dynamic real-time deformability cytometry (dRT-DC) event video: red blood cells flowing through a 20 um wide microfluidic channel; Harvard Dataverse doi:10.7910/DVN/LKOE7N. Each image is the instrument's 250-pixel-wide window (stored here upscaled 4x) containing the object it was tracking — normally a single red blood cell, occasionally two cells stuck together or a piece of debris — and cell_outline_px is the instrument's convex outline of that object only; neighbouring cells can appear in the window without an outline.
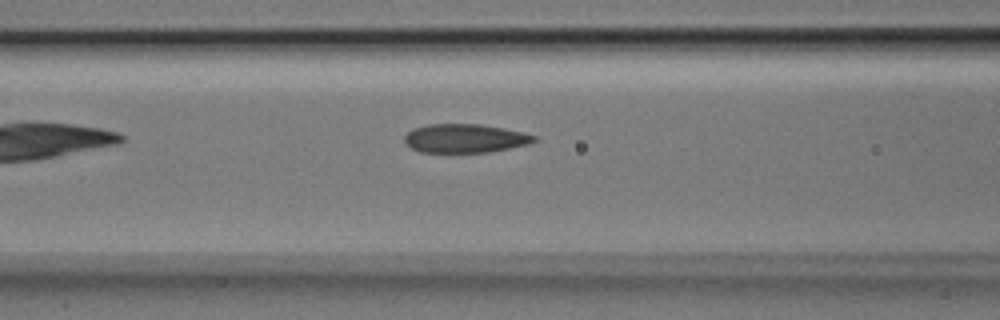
{"species": "Egyptian fruit bat (a non-hibernating species)", "species_latin": "Rousettus aegyptiacus", "temperature_condition": "room temperature", "stored_images_in_passage": 29, "camera_frame_rate_fps": 3000, "um_per_image_px": 0.085, "animal": {"sex": "male"}, "frame": {"image": 1, "passage_image": 5, "time_ms": 1.333, "image_size_px": [1000, 320], "cell_outline_px": [[540, 140], [528, 144], [488, 152], [420, 152], [404, 144], [404, 136], [412, 128], [428, 124], [480, 124], [504, 128], [524, 132], [536, 136]], "centroid_in_image_um": [39.52, 11.75], "position_along_channel_um": 127.1, "area_um2": 21.85}}
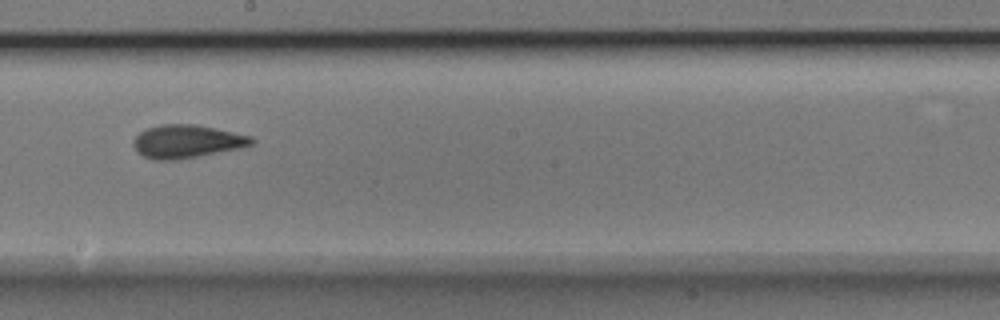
{"frame": {"image": 2, "passage_image": 13, "time_ms": 4.0, "image_size_px": [1000, 320], "cell_outline_px": [[256, 140], [252, 144], [240, 148], [176, 160], [152, 160], [136, 152], [132, 144], [132, 140], [140, 132], [148, 128], [160, 124], [196, 124], [252, 136]], "centroid_in_image_um": [15.85, 12.02], "position_along_channel_um": 232.4, "area_um2": 22.89}}
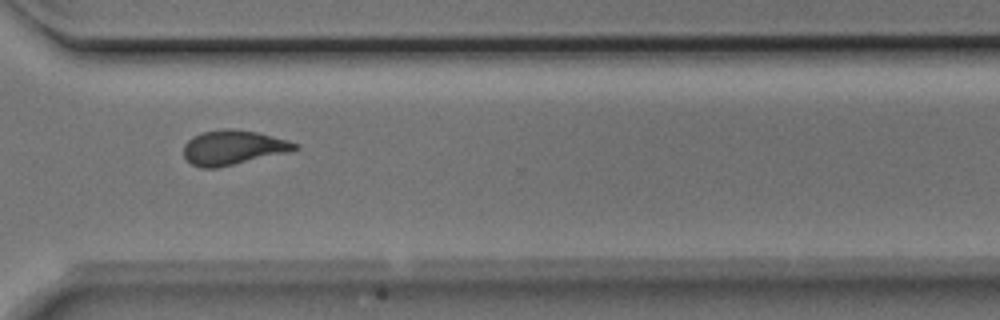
{"frame": {"image": 3, "passage_image": 22, "time_ms": 7.0, "image_size_px": [1000, 320], "cell_outline_px": [[300, 148], [288, 152], [216, 168], [200, 168], [192, 164], [184, 156], [184, 144], [192, 136], [204, 132], [224, 128], [232, 128], [256, 132], [288, 140], [300, 144]], "centroid_in_image_um": [19.81, 12.53], "position_along_channel_um": 350.8, "area_um2": 22.31}}